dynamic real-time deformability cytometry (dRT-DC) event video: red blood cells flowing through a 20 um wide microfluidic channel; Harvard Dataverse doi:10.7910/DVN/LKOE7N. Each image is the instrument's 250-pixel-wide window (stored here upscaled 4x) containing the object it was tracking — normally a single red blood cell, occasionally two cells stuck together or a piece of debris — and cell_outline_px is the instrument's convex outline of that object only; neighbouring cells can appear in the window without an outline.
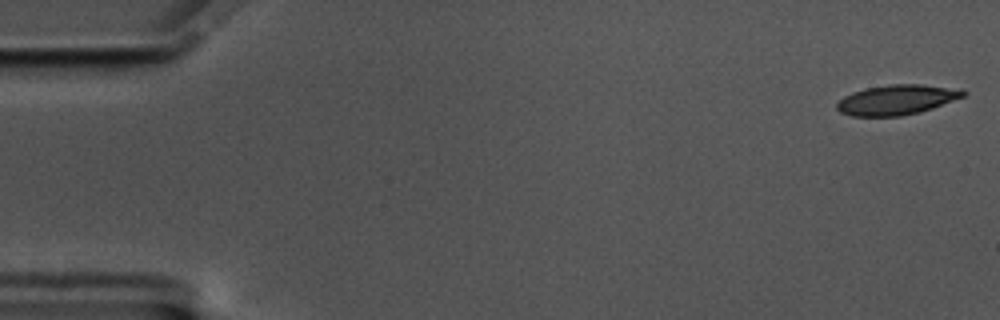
{"species": "common noctule bat (a hibernating species)", "species_latin": "Nyctalus noctula", "temperature_condition": "cold", "stored_images_in_passage": 58, "camera_frame_rate_fps": 3000, "um_per_image_px": 0.085, "animal": {"sex": "male", "body_mass_g": 17.5, "forearm_length_mm": 52.3}, "frame": {"image": 1, "passage_image": 1, "time_ms": 0.0, "image_size_px": [1000, 320], "cell_outline_px": [[968, 92], [964, 96], [932, 108], [920, 112], [900, 116], [852, 116], [840, 112], [836, 108], [836, 104], [844, 96], [852, 92], [868, 88], [892, 84], [920, 84], [960, 88]], "centroid_in_image_um": [76.24, 8.48], "position_along_channel_um": 8.8, "area_um2": 22.02}}
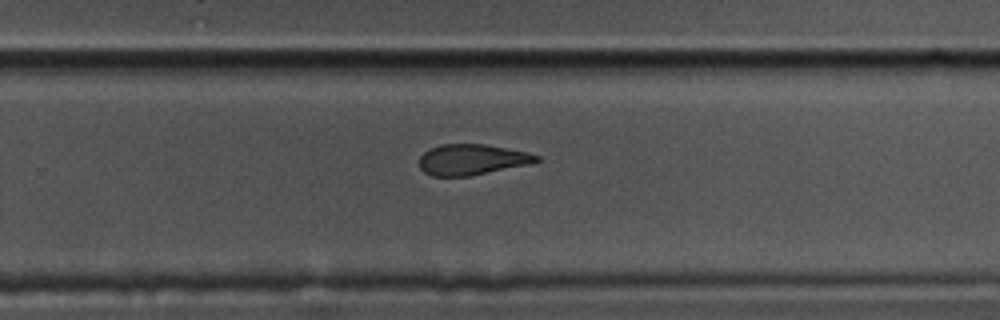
{"frame": {"image": 2, "passage_image": 37, "time_ms": 12.0, "image_size_px": [1000, 320], "cell_outline_px": [[540, 160], [532, 164], [468, 176], [432, 176], [424, 172], [420, 168], [420, 156], [424, 152], [440, 144], [484, 144], [528, 152], [540, 156]], "centroid_in_image_um": [40.14, 13.56], "position_along_channel_um": 289.7, "area_um2": 20.98}}
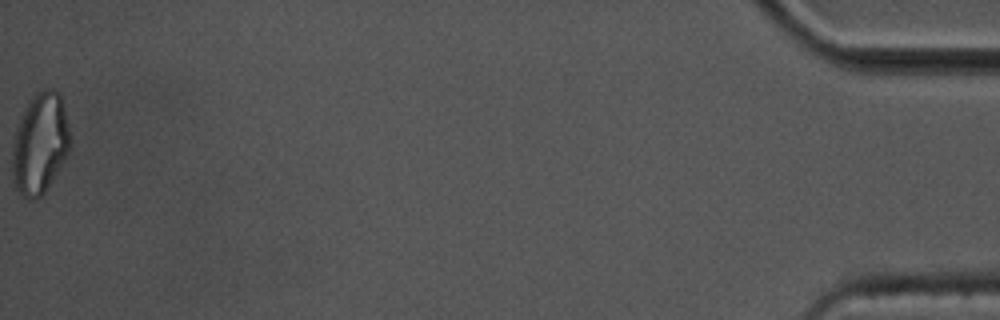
{"frame": {"image": 3, "passage_image": 58, "time_ms": 19.0, "image_size_px": [1000, 320], "cell_outline_px": [[72, 144], [68, 156], [44, 192], [36, 200], [28, 200], [16, 188], [12, 180], [12, 144], [16, 128], [20, 116], [28, 100], [36, 92], [44, 88], [52, 88], [60, 92], [72, 140]], "centroid_in_image_um": [3.41, 12.18], "position_along_channel_um": 431.8, "area_um2": 34.74}, "authors_computed_cell_mechanics": {"area_um2": 22.9755, "velocity_mm_per_s": 3.456, "shape_relaxation_time_tau1_ms": 9.3298, "shape_relaxation_time_tau2_ms": 3.521, "deformation_change_tau1": 0.182, "deformation_change_tau2": 0.1143}}